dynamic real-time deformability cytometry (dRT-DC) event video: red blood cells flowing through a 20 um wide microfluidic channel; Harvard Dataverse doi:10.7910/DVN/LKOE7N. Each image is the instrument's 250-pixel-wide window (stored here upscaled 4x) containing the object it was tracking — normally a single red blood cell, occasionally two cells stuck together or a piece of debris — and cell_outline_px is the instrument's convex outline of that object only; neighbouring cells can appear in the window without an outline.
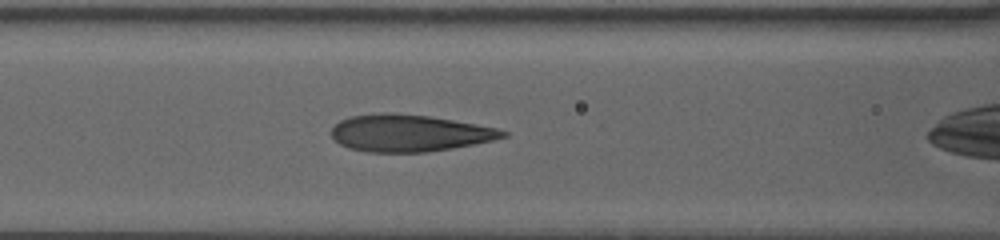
{"species": "human", "species_latin": "Homo sapiens", "temperature_condition": "warm", "stored_images_in_passage": 11, "camera_frame_rate_fps": 3000, "um_per_image_px": 0.085, "donor": {"sex": "female"}, "frame": {"image": 1, "passage_image": 10, "time_ms": 6.667, "image_size_px": [1000, 240], "cell_outline_px": [[508, 136], [492, 140], [452, 148], [424, 152], [368, 152], [348, 148], [340, 144], [332, 136], [332, 128], [340, 120], [348, 116], [380, 112], [396, 112], [432, 116], [476, 124], [496, 128], [508, 132]], "centroid_in_image_um": [34.76, 11.29], "position_along_channel_um": 131.8, "area_um2": 37.05}}